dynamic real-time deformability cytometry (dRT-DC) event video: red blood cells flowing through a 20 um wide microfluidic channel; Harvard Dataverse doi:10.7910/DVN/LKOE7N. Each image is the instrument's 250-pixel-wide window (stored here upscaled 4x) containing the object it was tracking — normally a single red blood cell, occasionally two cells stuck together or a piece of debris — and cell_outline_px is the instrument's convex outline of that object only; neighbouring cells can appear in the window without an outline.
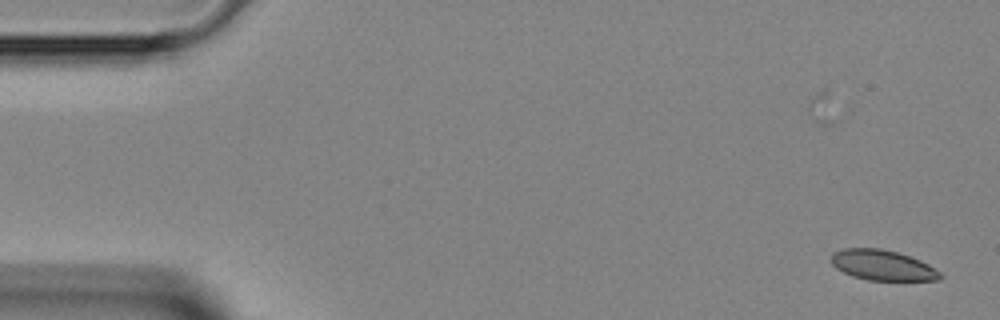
{"species": "Egyptian fruit bat (a non-hibernating species)", "species_latin": "Rousettus aegyptiacus", "temperature_condition": "room temperature", "stored_images_in_passage": 45, "camera_frame_rate_fps": 3000, "um_per_image_px": 0.085, "animal": {"sex": "female"}, "frame": {"image": 1, "passage_image": 1, "time_ms": 0.0, "image_size_px": [1000, 320], "cell_outline_px": [[944, 276], [940, 280], [868, 280], [852, 276], [836, 268], [832, 264], [832, 252], [844, 248], [880, 248], [896, 252], [920, 260], [928, 264], [940, 272]], "centroid_in_image_um": [75.02, 22.54], "position_along_channel_um": 10.0, "area_um2": 19.19}}
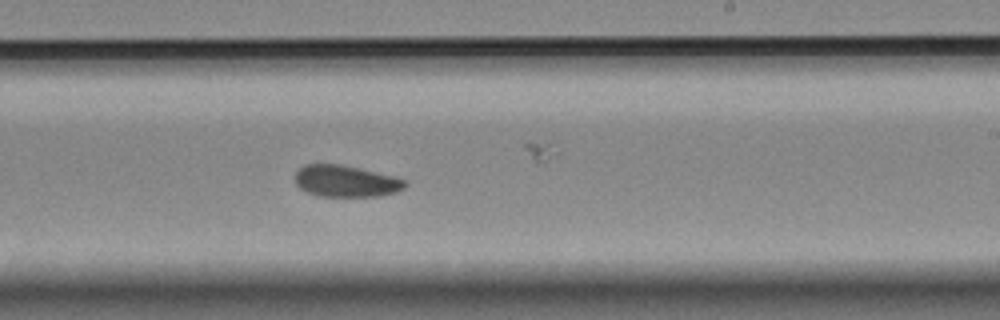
{"frame": {"image": 2, "passage_image": 26, "time_ms": 8.333, "image_size_px": [1000, 320], "cell_outline_px": [[408, 184], [404, 188], [396, 192], [376, 196], [320, 196], [308, 192], [300, 188], [296, 184], [296, 172], [304, 164], [340, 164], [392, 176], [408, 180]], "centroid_in_image_um": [29.41, 15.4], "position_along_channel_um": 259.6, "area_um2": 20.06}}
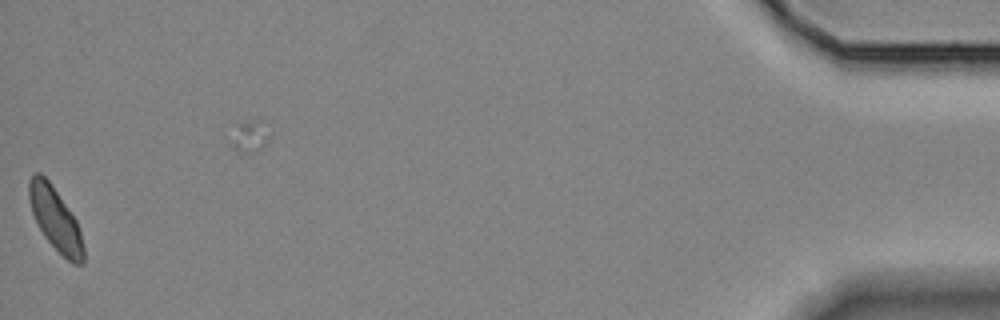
{"frame": {"image": 3, "passage_image": 44, "time_ms": 14.333, "image_size_px": [1000, 320], "cell_outline_px": [[84, 264], [72, 264], [44, 236], [32, 212], [28, 196], [28, 180], [36, 172], [40, 172], [52, 184], [76, 220], [80, 228], [84, 248]], "centroid_in_image_um": [4.72, 18.61], "position_along_channel_um": 430.5, "area_um2": 19.83}}